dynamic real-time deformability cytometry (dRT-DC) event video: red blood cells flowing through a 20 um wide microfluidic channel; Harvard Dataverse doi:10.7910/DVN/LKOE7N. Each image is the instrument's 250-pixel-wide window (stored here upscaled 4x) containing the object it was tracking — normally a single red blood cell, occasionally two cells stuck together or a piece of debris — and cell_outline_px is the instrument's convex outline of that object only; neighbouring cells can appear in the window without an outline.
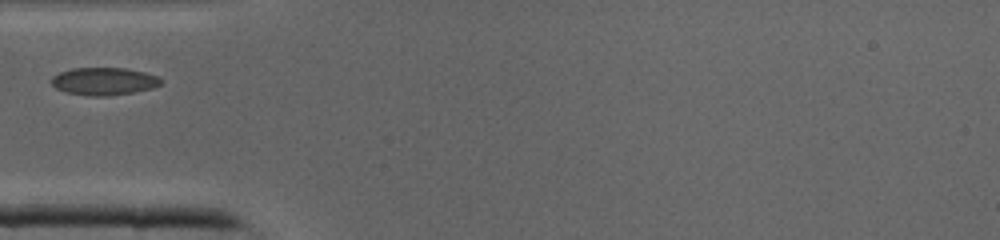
{"species": "common noctule bat (a hibernating species)", "species_latin": "Nyctalus noctula", "temperature_condition": "cold", "stored_images_in_passage": 23, "camera_frame_rate_fps": 3000, "um_per_image_px": 0.085, "animal": {"sex": "male", "body_mass_g": 19.0, "forearm_length_mm": 50.8}, "frame": {"image": 1, "passage_image": 1, "time_ms": 0.0, "image_size_px": [1000, 240], "cell_outline_px": [[164, 80], [160, 84], [152, 88], [132, 92], [108, 96], [88, 96], [68, 92], [56, 88], [52, 84], [52, 76], [60, 72], [72, 68], [128, 68], [160, 76]], "centroid_in_image_um": [8.87, 6.9], "position_along_channel_um": 76.1, "area_um2": 17.63}}
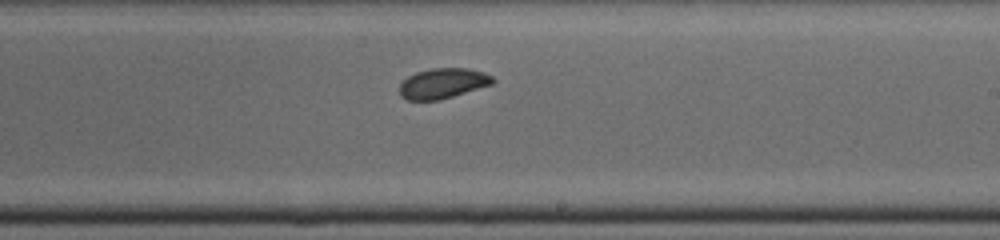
{"frame": {"image": 2, "passage_image": 12, "time_ms": 3.667, "image_size_px": [1000, 240], "cell_outline_px": [[496, 80], [492, 84], [440, 100], [408, 100], [400, 96], [400, 84], [408, 76], [416, 72], [432, 68], [468, 68], [484, 72], [492, 76]], "centroid_in_image_um": [37.65, 7.08], "position_along_channel_um": 251.4, "area_um2": 16.42}}
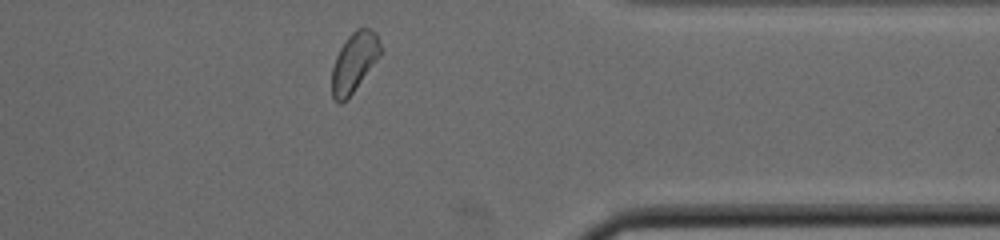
{"frame": {"image": 3, "passage_image": 21, "time_ms": 6.667, "image_size_px": [1000, 240], "cell_outline_px": [[380, 56], [352, 92], [340, 104], [332, 96], [332, 68], [336, 56], [340, 48], [348, 36], [356, 28], [372, 28], [376, 32], [380, 44]], "centroid_in_image_um": [30.1, 5.24], "position_along_channel_um": 381.3, "area_um2": 16.47}}